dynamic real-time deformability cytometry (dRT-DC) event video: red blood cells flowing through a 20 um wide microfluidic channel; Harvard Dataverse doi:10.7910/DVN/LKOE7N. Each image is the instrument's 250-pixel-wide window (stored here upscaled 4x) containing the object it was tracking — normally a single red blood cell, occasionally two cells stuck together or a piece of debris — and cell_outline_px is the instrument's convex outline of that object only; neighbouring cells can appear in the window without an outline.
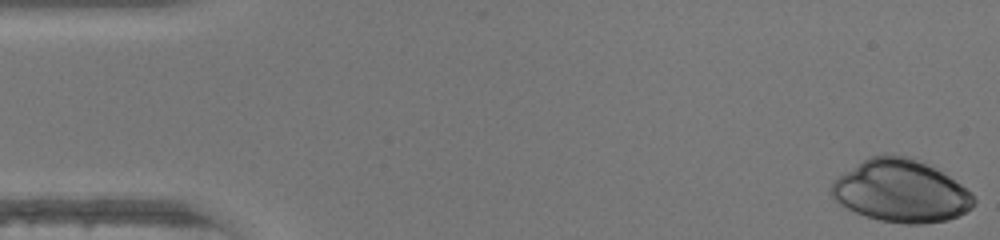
{"species": "human", "species_latin": "Homo sapiens", "temperature_condition": "warm", "stored_images_in_passage": 47, "camera_frame_rate_fps": 3000, "um_per_image_px": 0.085, "donor": {"sex": "female"}, "frame": {"image": 1, "passage_image": 1, "time_ms": 0.0, "image_size_px": [1000, 240], "cell_outline_px": [[976, 204], [972, 208], [948, 220], [924, 224], [904, 224], [880, 220], [864, 216], [832, 200], [832, 180], [864, 160], [872, 156], [908, 156], [948, 176], [972, 192], [976, 200]], "centroid_in_image_um": [76.58, 16.28], "position_along_channel_um": 8.4, "area_um2": 51.15}}
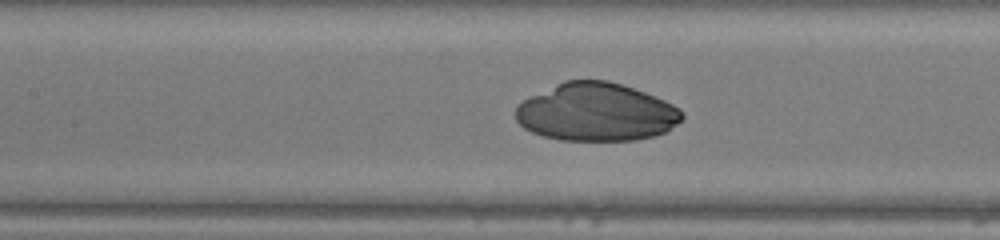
{"frame": {"image": 2, "passage_image": 21, "time_ms": 6.667, "image_size_px": [1000, 240], "cell_outline_px": [[684, 116], [668, 132], [656, 136], [636, 140], [560, 140], [544, 136], [532, 132], [524, 128], [516, 120], [516, 108], [524, 100], [564, 80], [608, 80], [644, 92], [664, 100], [680, 108]], "centroid_in_image_um": [50.71, 9.55], "position_along_channel_um": 156.7, "area_um2": 56.07}}
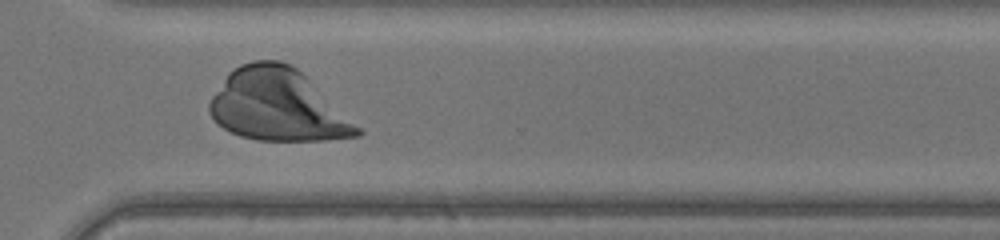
{"frame": {"image": 3, "passage_image": 34, "time_ms": 11.0, "image_size_px": [1000, 240], "cell_outline_px": [[364, 132], [360, 136], [324, 140], [256, 140], [240, 136], [216, 124], [212, 120], [208, 112], [208, 104], [212, 96], [228, 72], [240, 64], [252, 60], [280, 60], [296, 68], [360, 128]], "centroid_in_image_um": [23.53, 8.95], "position_along_channel_um": 347.1, "area_um2": 61.44}}